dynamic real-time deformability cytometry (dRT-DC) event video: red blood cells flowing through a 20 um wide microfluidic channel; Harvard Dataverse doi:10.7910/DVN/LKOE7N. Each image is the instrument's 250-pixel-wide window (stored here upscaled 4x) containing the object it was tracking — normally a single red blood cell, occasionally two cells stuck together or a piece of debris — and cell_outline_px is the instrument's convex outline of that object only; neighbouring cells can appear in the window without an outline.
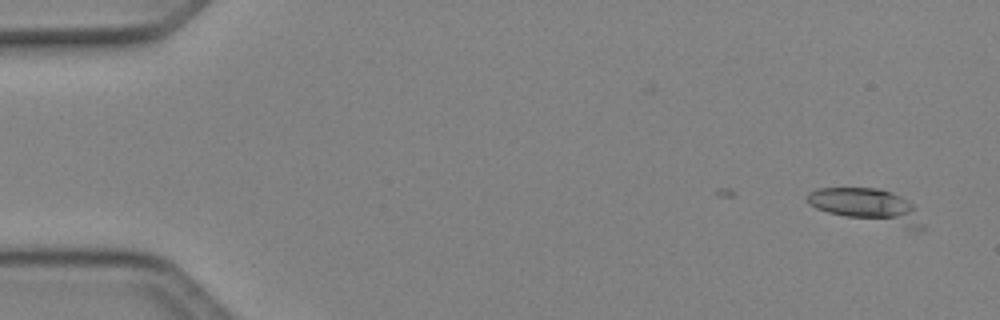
{"species": "Egyptian fruit bat (a non-hibernating species)", "species_latin": "Rousettus aegyptiacus", "temperature_condition": "cold", "stored_images_in_passage": 2, "camera_frame_rate_fps": 3000, "um_per_image_px": 0.085, "animal": {"sex": "female"}, "frame": {"image": 1, "passage_image": 2, "time_ms": 0.333, "image_size_px": [1000, 320], "cell_outline_px": [[924, 228], [920, 232], [844, 216], [828, 212], [816, 208], [808, 204], [808, 192], [816, 188], [880, 188], [900, 196], [912, 204], [916, 208]], "centroid_in_image_um": [73.76, 17.52], "position_along_channel_um": 11.2, "area_um2": 22.95}}